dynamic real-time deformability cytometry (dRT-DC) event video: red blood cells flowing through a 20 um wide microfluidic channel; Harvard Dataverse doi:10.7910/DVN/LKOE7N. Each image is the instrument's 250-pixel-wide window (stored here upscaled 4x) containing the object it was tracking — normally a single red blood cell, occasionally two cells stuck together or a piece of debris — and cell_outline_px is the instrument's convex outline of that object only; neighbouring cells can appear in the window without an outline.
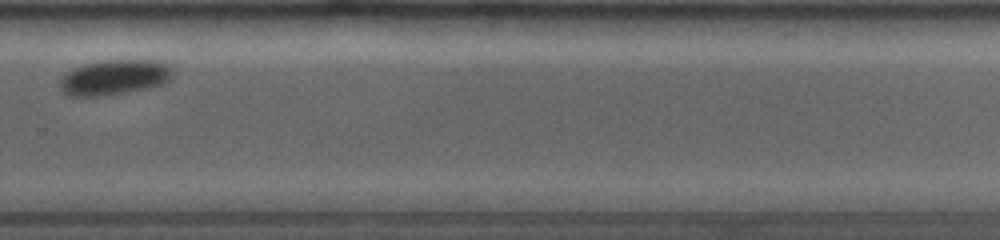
{"species": "common noctule bat (a hibernating species)", "species_latin": "Nyctalus noctula", "temperature_condition": "room temperature", "stored_images_in_passage": 28, "camera_frame_rate_fps": 4000, "um_per_image_px": 0.085, "animal": {"sex": "female", "body_mass_g": 19.0, "forearm_length_mm": 53.3}, "frame": {"image": 1, "passage_image": 20, "time_ms": 7.25, "image_size_px": [1000, 240], "cell_outline_px": [[176, 72], [164, 84], [124, 92], [96, 96], [72, 96], [64, 92], [60, 88], [60, 80], [72, 68], [84, 64], [108, 60], [160, 60], [172, 64], [176, 68]], "centroid_in_image_um": [9.82, 6.54], "position_along_channel_um": 320.0, "area_um2": 23.18}}
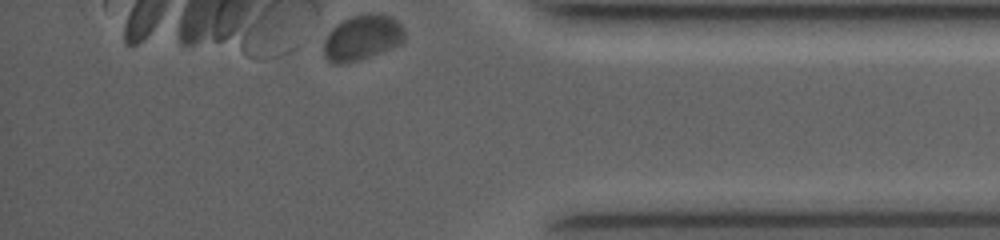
{"frame": {"image": 2, "passage_image": 28, "time_ms": 9.75, "image_size_px": [1000, 240], "cell_outline_px": [[404, 40], [400, 44], [392, 48], [360, 60], [340, 64], [332, 64], [324, 56], [324, 40], [328, 32], [336, 24], [352, 16], [368, 12], [376, 12], [392, 16], [404, 28]], "centroid_in_image_um": [30.79, 3.18], "position_along_channel_um": 404.4, "area_um2": 21.68}, "authors_computed_cell_mechanics": {"area_um2": 23.6402, "velocity_mm_per_s": 3.6117, "shape_relaxation_time_tau1_ms": 1.2489, "shape_relaxation_time_tau2_ms": null, "deformation_change_tau1": 0.0499, "deformation_change_tau2": null}}